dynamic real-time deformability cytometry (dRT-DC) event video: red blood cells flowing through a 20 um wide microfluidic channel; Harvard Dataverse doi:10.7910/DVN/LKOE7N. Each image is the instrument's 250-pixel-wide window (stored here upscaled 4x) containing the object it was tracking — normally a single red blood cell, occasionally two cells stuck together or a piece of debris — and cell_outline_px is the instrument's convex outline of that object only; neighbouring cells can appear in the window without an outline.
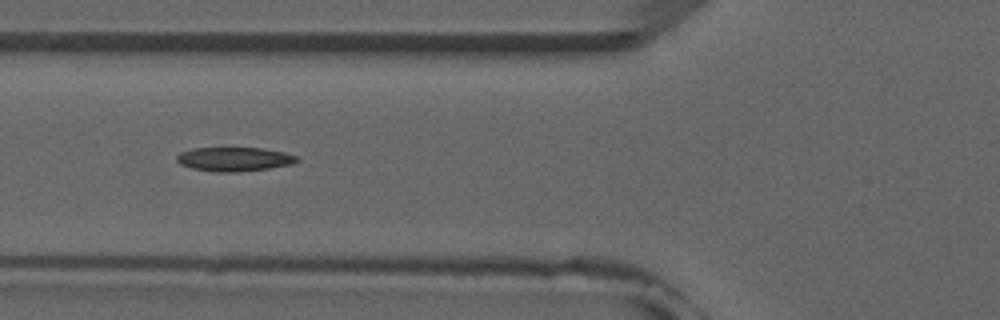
{"species": "common noctule bat (a hibernating species)", "species_latin": "Nyctalus noctula", "temperature_condition": "room temperature", "stored_images_in_passage": 7, "camera_frame_rate_fps": 3000, "um_per_image_px": 0.085, "animal": {"sex": "male", "forearm_length_mm": 52.5}, "frame": {"image": 1, "passage_image": 5, "time_ms": 4.667, "image_size_px": [1000, 320], "cell_outline_px": [[300, 160], [292, 164], [268, 168], [236, 172], [216, 172], [192, 168], [180, 164], [176, 160], [176, 156], [180, 152], [192, 148], [260, 148], [284, 152], [296, 156]], "centroid_in_image_um": [19.89, 13.52], "position_along_channel_um": 105.9, "area_um2": 16.76}}
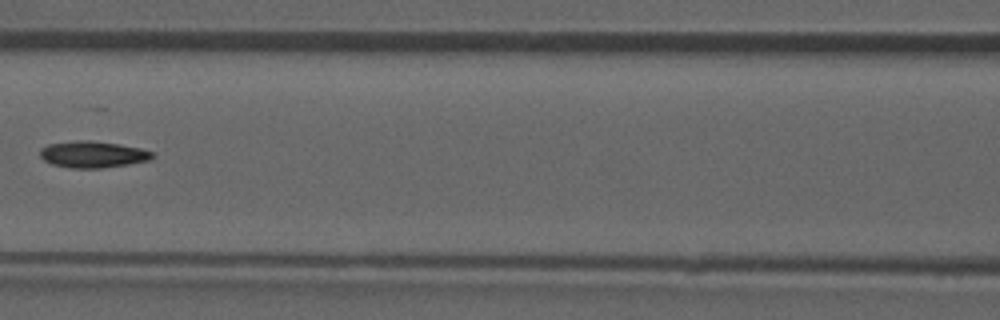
{"frame": {"image": 2, "passage_image": 6, "time_ms": 6.0, "image_size_px": [1000, 320], "cell_outline_px": [[156, 156], [148, 160], [128, 164], [104, 168], [72, 168], [52, 164], [44, 160], [40, 156], [40, 148], [48, 144], [76, 140], [88, 140], [116, 144], [140, 148], [152, 152]], "centroid_in_image_um": [7.86, 13.12], "position_along_channel_um": 158.7, "area_um2": 17.28}}